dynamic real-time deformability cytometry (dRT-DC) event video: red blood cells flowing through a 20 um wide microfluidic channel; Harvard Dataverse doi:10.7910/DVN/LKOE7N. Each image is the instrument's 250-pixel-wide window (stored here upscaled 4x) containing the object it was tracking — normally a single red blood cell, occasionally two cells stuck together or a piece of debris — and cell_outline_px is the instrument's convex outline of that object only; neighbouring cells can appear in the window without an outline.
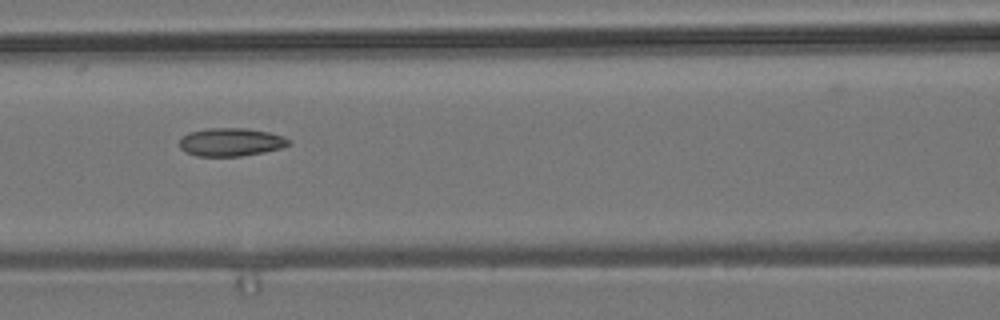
{"species": "common noctule bat (a hibernating species)", "species_latin": "Nyctalus noctula", "temperature_condition": "room temperature", "stored_images_in_passage": 8, "camera_frame_rate_fps": 3000, "um_per_image_px": 0.085, "animal": {"sex": "male", "body_mass_g": 19.2, "forearm_length_mm": 51.8}, "frame": {"image": 1, "passage_image": 6, "time_ms": 6.333, "image_size_px": [1000, 320], "cell_outline_px": [[292, 144], [280, 148], [264, 152], [240, 156], [196, 156], [180, 148], [180, 140], [188, 132], [208, 128], [248, 128], [268, 132], [284, 136], [292, 140]], "centroid_in_image_um": [19.67, 12.07], "position_along_channel_um": 146.9, "area_um2": 17.98}}
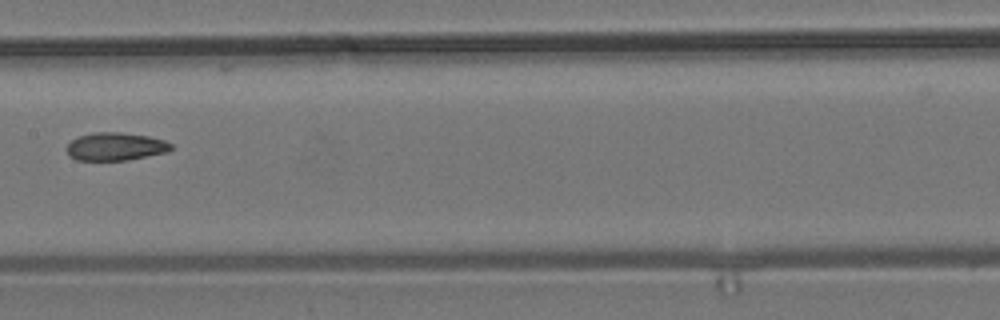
{"frame": {"image": 2, "passage_image": 7, "time_ms": 7.667, "image_size_px": [1000, 320], "cell_outline_px": [[172, 148], [168, 152], [128, 160], [76, 160], [68, 156], [64, 148], [76, 136], [92, 132], [120, 132], [148, 136], [164, 140], [172, 144]], "centroid_in_image_um": [9.77, 12.45], "position_along_channel_um": 197.6, "area_um2": 17.28}}
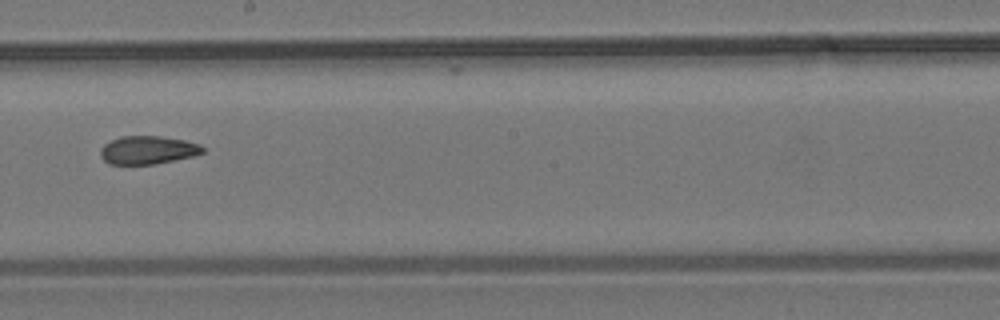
{"frame": {"image": 3, "passage_image": 8, "time_ms": 8.667, "image_size_px": [1000, 320], "cell_outline_px": [[204, 152], [192, 156], [156, 164], [108, 164], [100, 156], [100, 148], [104, 144], [120, 136], [160, 136], [184, 140], [200, 144], [204, 148]], "centroid_in_image_um": [12.54, 12.75], "position_along_channel_um": 235.7, "area_um2": 16.82}}